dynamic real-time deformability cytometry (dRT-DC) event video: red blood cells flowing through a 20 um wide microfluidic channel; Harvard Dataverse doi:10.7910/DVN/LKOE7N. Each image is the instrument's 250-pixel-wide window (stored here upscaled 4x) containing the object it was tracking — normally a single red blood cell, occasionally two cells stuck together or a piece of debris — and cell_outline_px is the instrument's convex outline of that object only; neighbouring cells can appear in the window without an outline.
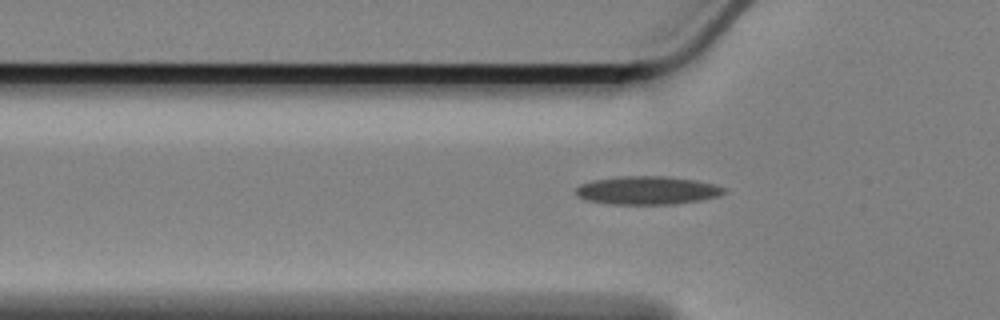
{"species": "Egyptian fruit bat (a non-hibernating species)", "species_latin": "Rousettus aegyptiacus", "temperature_condition": "cold", "stored_images_in_passage": 42, "camera_frame_rate_fps": 3000, "um_per_image_px": 0.085, "animal": {"sex": "female"}, "frame": {"image": 1, "passage_image": 6, "time_ms": 1.667, "image_size_px": [1000, 320], "cell_outline_px": [[724, 192], [716, 196], [696, 200], [672, 204], [612, 204], [584, 200], [576, 192], [576, 188], [580, 184], [592, 180], [620, 176], [664, 176], [696, 180], [712, 184], [724, 188]], "centroid_in_image_um": [54.94, 16.17], "position_along_channel_um": 70.9, "area_um2": 24.04}}
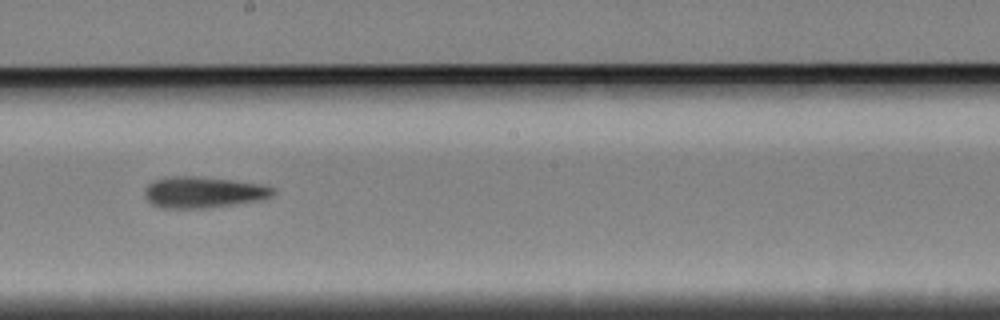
{"frame": {"image": 2, "passage_image": 20, "time_ms": 6.333, "image_size_px": [1000, 320], "cell_outline_px": [[276, 192], [272, 196], [260, 200], [208, 208], [160, 208], [152, 204], [148, 200], [144, 192], [148, 184], [152, 180], [164, 176], [196, 176], [232, 180], [260, 184], [272, 188]], "centroid_in_image_um": [17.24, 16.33], "position_along_channel_um": 231.0, "area_um2": 23.41}}
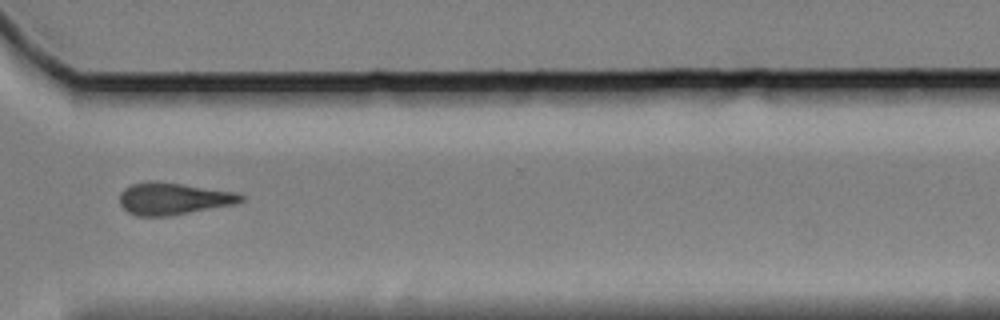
{"frame": {"image": 3, "passage_image": 31, "time_ms": 10.0, "image_size_px": [1000, 320], "cell_outline_px": [[244, 200], [236, 204], [168, 216], [136, 216], [128, 212], [120, 204], [120, 192], [124, 188], [132, 184], [152, 180], [156, 180], [236, 192], [244, 196]], "centroid_in_image_um": [14.72, 16.88], "position_along_channel_um": 355.9, "area_um2": 22.72}, "authors_computed_cell_mechanics": {"area_um2": 22.5998, "velocity_mm_per_s": 3.406, "shape_relaxation_time_tau1_ms": null, "shape_relaxation_time_tau2_ms": 8.3765, "deformation_change_tau1": null, "deformation_change_tau2": 0.1923}}